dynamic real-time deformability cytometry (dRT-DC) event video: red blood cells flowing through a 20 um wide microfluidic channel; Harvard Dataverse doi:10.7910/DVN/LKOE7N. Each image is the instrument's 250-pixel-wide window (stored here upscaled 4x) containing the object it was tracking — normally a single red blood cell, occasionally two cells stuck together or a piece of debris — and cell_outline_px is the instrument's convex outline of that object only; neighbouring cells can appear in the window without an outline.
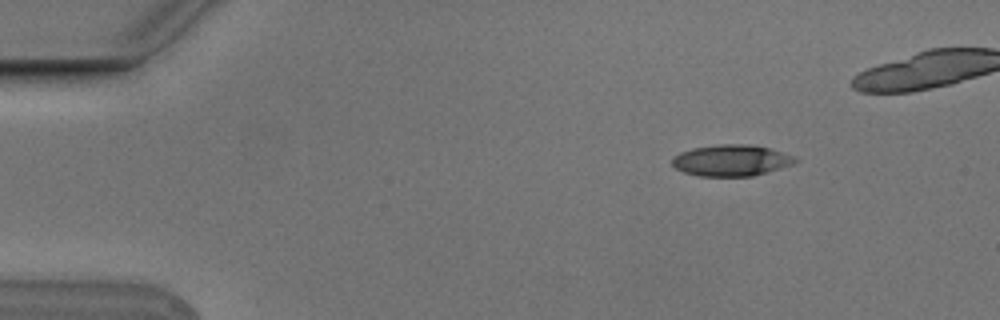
{"species": "Egyptian fruit bat (a non-hibernating species)", "species_latin": "Rousettus aegyptiacus", "temperature_condition": "cold", "stored_images_in_passage": 5, "camera_frame_rate_fps": 3000, "um_per_image_px": 0.085, "animal": {"sex": "male"}, "frame": {"image": 1, "passage_image": 1, "time_ms": 0.0, "image_size_px": [1000, 320], "cell_outline_px": [[800, 160], [792, 164], [752, 176], [700, 176], [684, 172], [676, 168], [672, 164], [672, 156], [680, 152], [692, 148], [720, 144], [752, 144], [772, 148], [796, 156]], "centroid_in_image_um": [62.18, 13.61], "position_along_channel_um": 22.8, "area_um2": 22.6}}
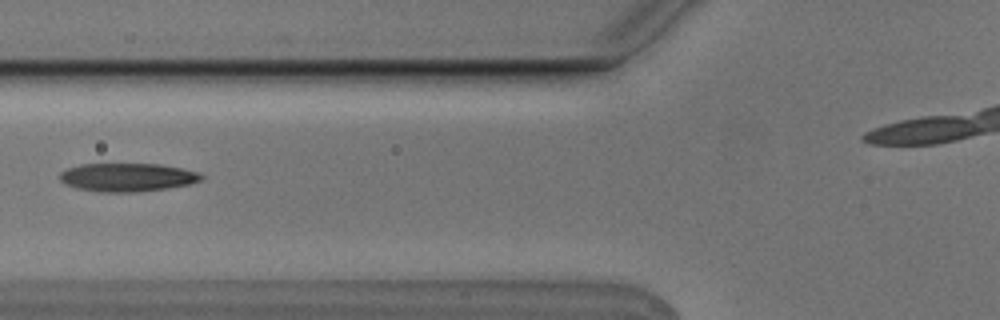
{"frame": {"image": 2, "passage_image": 5, "time_ms": 1.333, "image_size_px": [1000, 320], "cell_outline_px": [[204, 176], [200, 180], [188, 184], [168, 188], [136, 192], [100, 192], [76, 188], [64, 184], [60, 180], [60, 172], [68, 168], [80, 164], [160, 164], [180, 168], [196, 172]], "centroid_in_image_um": [10.77, 15.07], "position_along_channel_um": 115.0, "area_um2": 23.29}}